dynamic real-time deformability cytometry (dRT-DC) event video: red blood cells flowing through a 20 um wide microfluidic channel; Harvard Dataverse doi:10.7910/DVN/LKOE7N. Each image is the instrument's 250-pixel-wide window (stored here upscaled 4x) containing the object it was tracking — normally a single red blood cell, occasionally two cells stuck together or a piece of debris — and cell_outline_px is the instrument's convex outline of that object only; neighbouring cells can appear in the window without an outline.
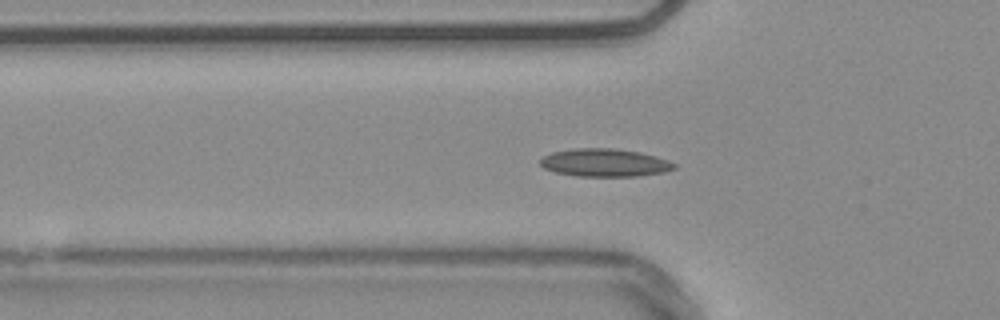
{"species": "common noctule bat (a hibernating species)", "species_latin": "Nyctalus noctula", "temperature_condition": "warm", "stored_images_in_passage": 44, "segment_of_instrument_passage": [1, 2], "camera_frame_rate_fps": 3000, "um_per_image_px": 0.085, "animal": {"sex": "male", "body_mass_g": 20.4}, "frame": {"image": 1, "passage_image": 7, "time_ms": 2.0, "image_size_px": [1000, 320], "cell_outline_px": [[676, 168], [664, 172], [636, 176], [576, 176], [556, 172], [544, 168], [540, 164], [540, 160], [544, 156], [552, 152], [572, 148], [612, 148], [640, 152], [656, 156], [668, 160], [676, 164]], "centroid_in_image_um": [51.4, 13.82], "position_along_channel_um": 74.4, "area_um2": 21.79}}
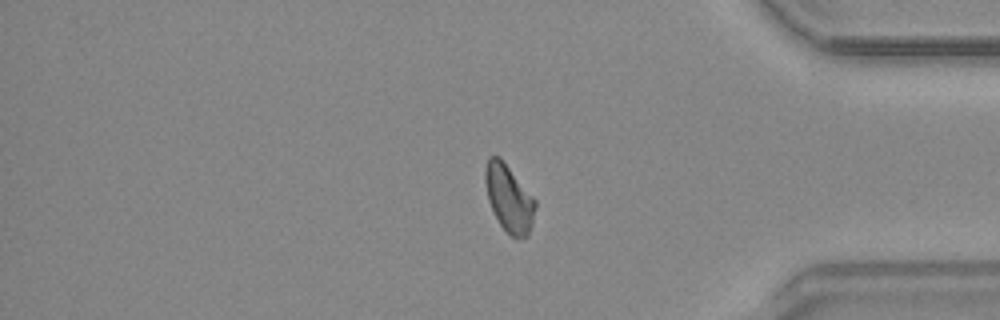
{"frame": {"image": 2, "passage_image": 34, "time_ms": 11.0, "image_size_px": [1000, 320], "cell_outline_px": [[536, 208], [532, 224], [528, 236], [512, 236], [500, 224], [488, 200], [484, 180], [484, 168], [488, 156], [500, 156], [536, 200]], "centroid_in_image_um": [43.25, 16.79], "position_along_channel_um": 391.9, "area_um2": 19.48}}
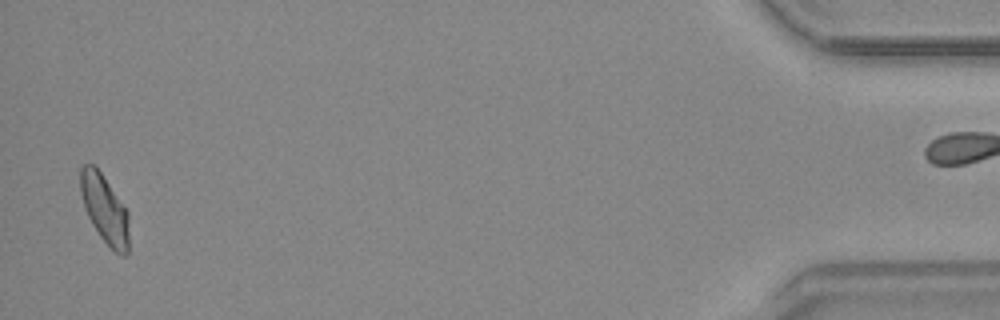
{"frame": {"image": 3, "passage_image": 42, "time_ms": 13.667, "image_size_px": [1000, 320], "cell_outline_px": [[128, 252], [124, 256], [120, 256], [100, 236], [92, 224], [84, 208], [80, 192], [80, 168], [84, 164], [92, 164], [100, 172], [128, 212]], "centroid_in_image_um": [8.88, 17.78], "position_along_channel_um": 426.3, "area_um2": 19.02}}